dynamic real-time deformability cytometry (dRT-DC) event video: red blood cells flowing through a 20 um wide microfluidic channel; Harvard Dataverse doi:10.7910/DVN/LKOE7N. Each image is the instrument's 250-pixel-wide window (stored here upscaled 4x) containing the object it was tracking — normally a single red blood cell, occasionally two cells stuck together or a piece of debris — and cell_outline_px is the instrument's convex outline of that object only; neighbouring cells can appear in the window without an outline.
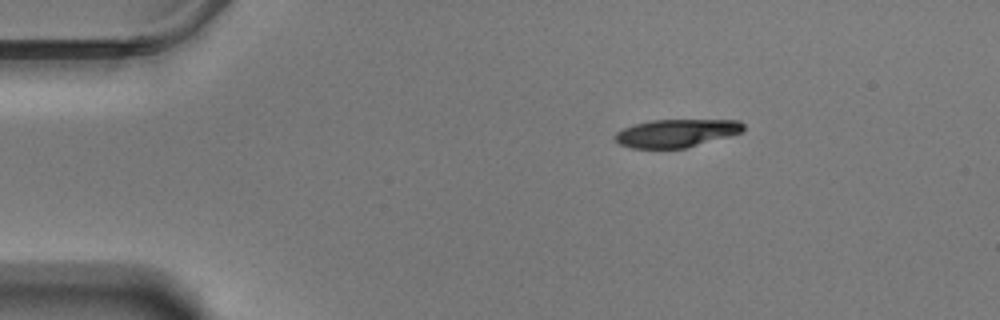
{"species": "Egyptian fruit bat (a non-hibernating species)", "species_latin": "Rousettus aegyptiacus", "temperature_condition": "warm", "stored_images_in_passage": 49, "camera_frame_rate_fps": 3000, "um_per_image_px": 0.085, "animal": {"sex": "male"}, "frame": {"image": 1, "passage_image": 1, "time_ms": 0.0, "image_size_px": [1000, 320], "cell_outline_px": [[744, 128], [740, 132], [728, 136], [684, 148], [632, 148], [620, 144], [612, 136], [616, 132], [624, 128], [636, 124], [652, 120], [740, 120], [744, 124]], "centroid_in_image_um": [57.46, 11.31], "position_along_channel_um": 27.5, "area_um2": 20.63}}
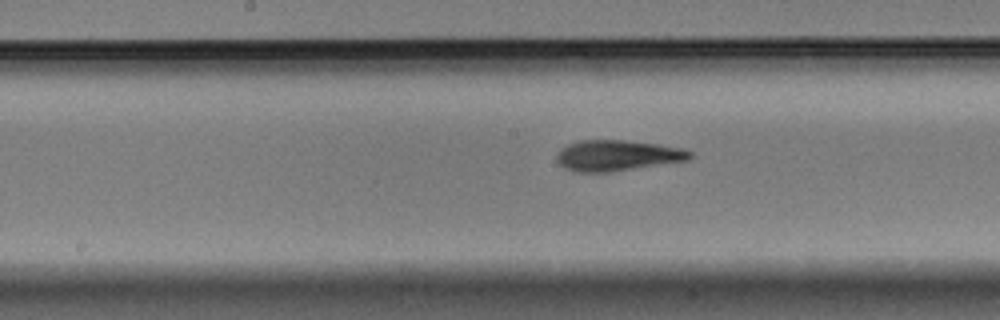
{"frame": {"image": 2, "passage_image": 21, "time_ms": 6.667, "image_size_px": [1000, 320], "cell_outline_px": [[692, 156], [688, 160], [608, 172], [576, 172], [564, 168], [556, 160], [556, 156], [560, 148], [568, 144], [580, 140], [624, 140], [656, 144], [680, 148], [692, 152]], "centroid_in_image_um": [52.41, 13.21], "position_along_channel_um": 195.8, "area_um2": 23.7}}
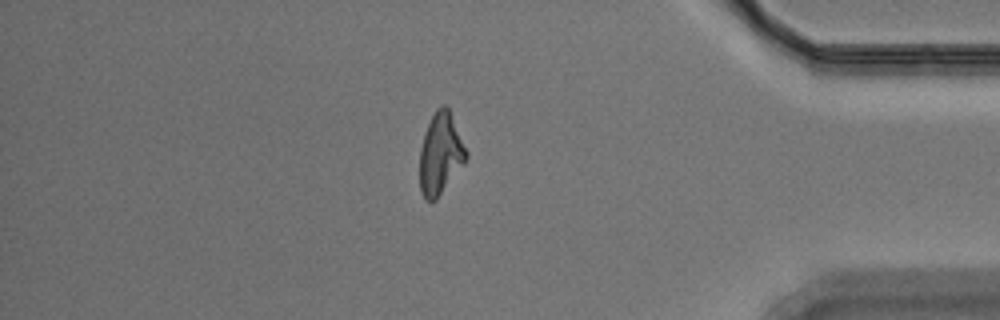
{"frame": {"image": 3, "passage_image": 41, "time_ms": 13.333, "image_size_px": [1000, 320], "cell_outline_px": [[468, 156], [464, 164], [436, 200], [424, 200], [420, 188], [420, 148], [428, 124], [436, 108], [440, 104], [444, 104], [448, 108], [468, 152]], "centroid_in_image_um": [37.44, 13.08], "position_along_channel_um": 397.8, "area_um2": 21.91}, "authors_computed_cell_mechanics": {"area_um2": 23.0044, "velocity_mm_per_s": 3.4924, "shape_relaxation_time_tau1_ms": 3.2349, "shape_relaxation_time_tau2_ms": 1.7285, "deformation_change_tau1": 0.1683, "deformation_change_tau2": 0.0995}}